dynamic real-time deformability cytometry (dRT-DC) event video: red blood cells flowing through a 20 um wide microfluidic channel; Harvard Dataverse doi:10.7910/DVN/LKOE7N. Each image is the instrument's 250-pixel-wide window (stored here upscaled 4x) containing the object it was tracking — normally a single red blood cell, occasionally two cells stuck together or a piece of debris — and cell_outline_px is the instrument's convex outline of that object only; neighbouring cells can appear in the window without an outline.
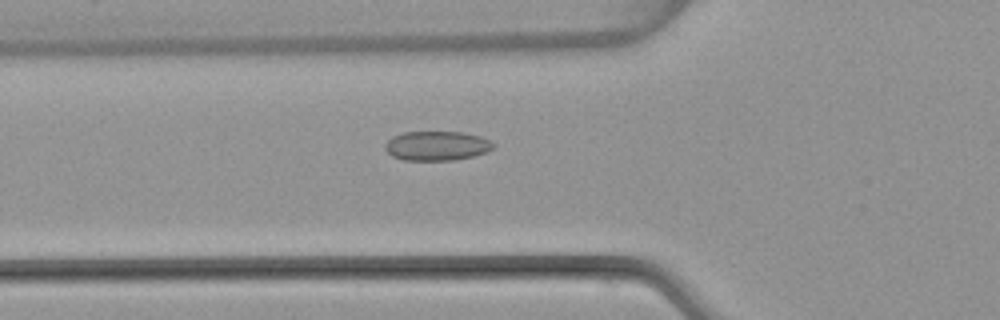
{"species": "common noctule bat (a hibernating species)", "species_latin": "Nyctalus noctula", "temperature_condition": "warm", "stored_images_in_passage": 35, "camera_frame_rate_fps": 3000, "um_per_image_px": 0.085, "animal": {"sex": "female", "body_mass_g": 22.7, "forearm_length_mm": 54.2}, "frame": {"image": 1, "passage_image": 3, "time_ms": 0.667, "image_size_px": [1000, 320], "cell_outline_px": [[496, 144], [488, 152], [472, 156], [452, 160], [404, 160], [392, 156], [384, 148], [384, 144], [392, 136], [404, 132], [460, 132], [480, 136]], "centroid_in_image_um": [37.11, 12.39], "position_along_channel_um": 88.7, "area_um2": 18.5}}
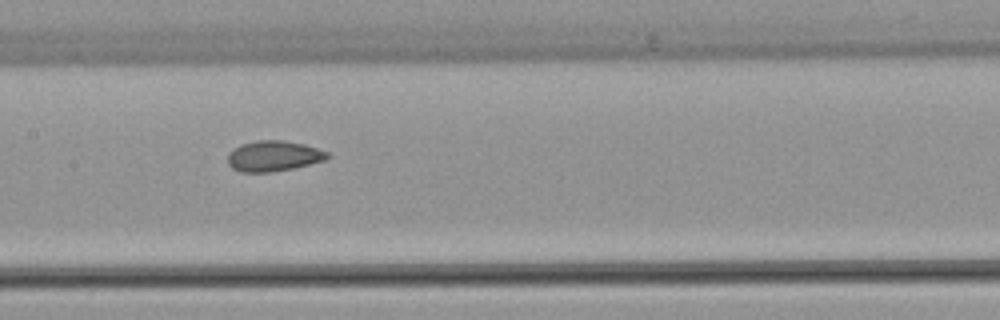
{"frame": {"image": 2, "passage_image": 10, "time_ms": 3.0, "image_size_px": [1000, 320], "cell_outline_px": [[328, 156], [324, 160], [292, 168], [268, 172], [240, 172], [232, 168], [228, 164], [228, 156], [240, 144], [256, 140], [284, 140], [304, 144], [328, 152]], "centroid_in_image_um": [23.23, 13.25], "position_along_channel_um": 184.2, "area_um2": 17.46}}
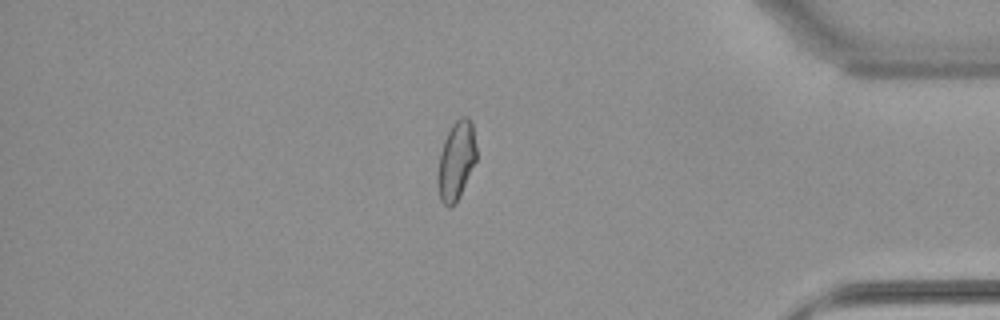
{"frame": {"image": 3, "passage_image": 28, "time_ms": 9.0, "image_size_px": [1000, 320], "cell_outline_px": [[476, 160], [456, 204], [448, 208], [440, 200], [436, 180], [436, 176], [440, 152], [444, 140], [452, 124], [460, 116], [468, 116], [472, 120], [476, 148]], "centroid_in_image_um": [38.76, 13.66], "position_along_channel_um": 396.4, "area_um2": 17.98}, "authors_computed_cell_mechanics": {"area_um2": 17.5134, "velocity_mm_per_s": 4.0725, "shape_relaxation_time_tau1_ms": null, "shape_relaxation_time_tau2_ms": 1.6295, "deformation_change_tau1": null, "deformation_change_tau2": 0.0679}}